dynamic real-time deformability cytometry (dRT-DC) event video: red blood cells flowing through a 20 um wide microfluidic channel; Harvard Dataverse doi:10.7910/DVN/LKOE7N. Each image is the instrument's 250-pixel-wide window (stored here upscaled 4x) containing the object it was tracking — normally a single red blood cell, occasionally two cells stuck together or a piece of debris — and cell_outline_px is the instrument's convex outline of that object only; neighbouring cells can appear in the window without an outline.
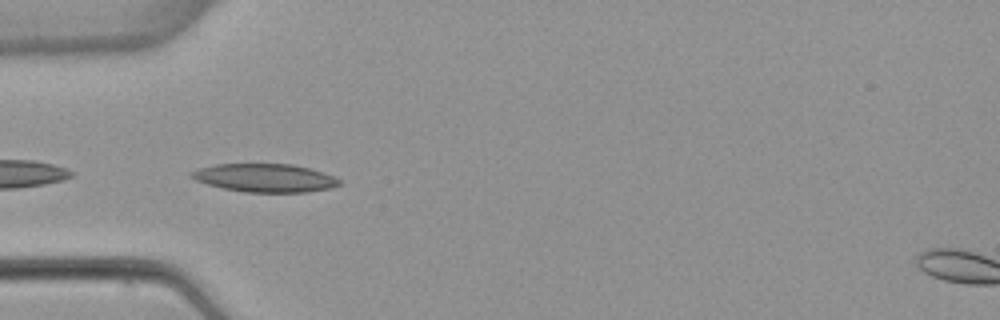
{"species": "common noctule bat (a hibernating species)", "species_latin": "Nyctalus noctula", "temperature_condition": "warm", "stored_images_in_passage": 5, "camera_frame_rate_fps": 3000, "um_per_image_px": 0.085, "animal": {"sex": "female", "body_mass_g": 22.7, "forearm_length_mm": 54.2}, "frame": {"image": 1, "passage_image": 1, "time_ms": 0.0, "image_size_px": [1000, 320], "cell_outline_px": [[340, 184], [332, 188], [308, 192], [244, 192], [224, 188], [208, 184], [196, 180], [188, 176], [188, 172], [196, 168], [216, 164], [292, 164], [308, 168], [332, 176], [340, 180]], "centroid_in_image_um": [22.46, 15.12], "position_along_channel_um": 62.5, "area_um2": 24.33}}